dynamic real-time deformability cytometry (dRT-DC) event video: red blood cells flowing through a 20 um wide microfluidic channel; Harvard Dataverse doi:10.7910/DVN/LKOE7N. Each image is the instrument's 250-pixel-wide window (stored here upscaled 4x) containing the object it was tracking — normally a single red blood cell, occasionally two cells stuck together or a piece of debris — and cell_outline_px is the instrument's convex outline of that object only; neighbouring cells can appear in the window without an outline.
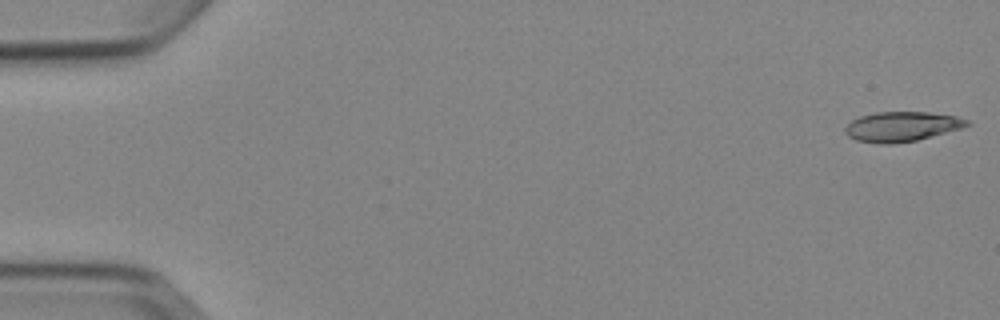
{"species": "Egyptian fruit bat (a non-hibernating species)", "species_latin": "Rousettus aegyptiacus", "temperature_condition": "cold", "stored_images_in_passage": 5, "camera_frame_rate_fps": 3000, "um_per_image_px": 0.085, "animal": {"sex": "female"}, "frame": {"image": 1, "passage_image": 1, "time_ms": 0.0, "image_size_px": [1000, 320], "cell_outline_px": [[972, 124], [960, 128], [916, 140], [892, 144], [880, 144], [856, 140], [848, 136], [844, 132], [844, 128], [852, 120], [860, 116], [876, 112], [928, 112], [956, 116], [968, 120]], "centroid_in_image_um": [76.62, 10.75], "position_along_channel_um": 8.4, "area_um2": 21.04}}
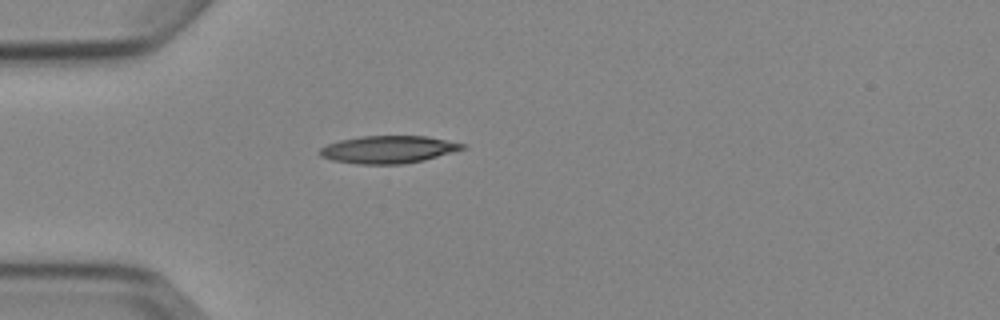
{"frame": {"image": 2, "passage_image": 5, "time_ms": 4.667, "image_size_px": [1000, 320], "cell_outline_px": [[468, 148], [424, 160], [404, 164], [356, 164], [332, 160], [320, 156], [316, 152], [320, 148], [328, 144], [340, 140], [360, 136], [424, 136], [464, 144]], "centroid_in_image_um": [32.97, 12.71], "position_along_channel_um": 52.0, "area_um2": 22.89}}